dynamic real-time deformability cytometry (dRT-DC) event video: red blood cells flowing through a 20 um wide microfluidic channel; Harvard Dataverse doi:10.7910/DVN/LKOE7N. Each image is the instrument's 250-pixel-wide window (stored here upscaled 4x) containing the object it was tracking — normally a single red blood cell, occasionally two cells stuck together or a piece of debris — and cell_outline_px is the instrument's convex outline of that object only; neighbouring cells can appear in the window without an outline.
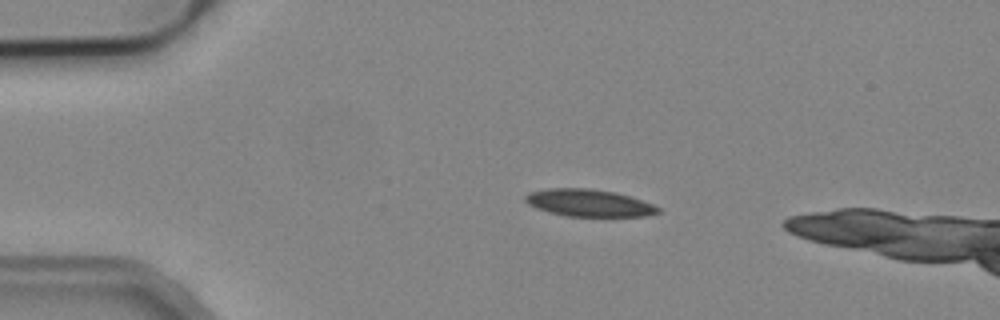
{"species": "common noctule bat (a hibernating species)", "species_latin": "Nyctalus noctula", "temperature_condition": "cold", "stored_images_in_passage": 38, "camera_frame_rate_fps": 3000, "um_per_image_px": 0.085, "animal": {"sex": "male", "body_mass_g": 19.2, "forearm_length_mm": 51.8}, "frame": {"image": 1, "passage_image": 1, "time_ms": 0.0, "image_size_px": [1000, 320], "cell_outline_px": [[660, 212], [648, 216], [568, 216], [548, 212], [536, 208], [528, 204], [524, 200], [524, 196], [528, 192], [548, 188], [588, 188], [616, 192], [652, 204], [660, 208]], "centroid_in_image_um": [50.01, 17.24], "position_along_channel_um": 35.0, "area_um2": 21.04}}
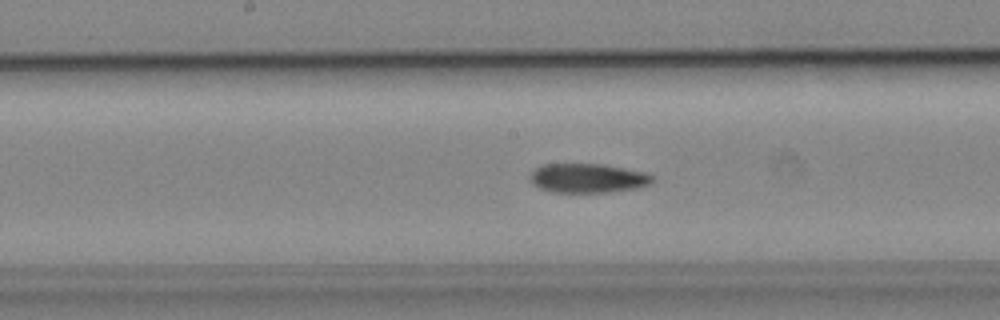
{"frame": {"image": 2, "passage_image": 17, "time_ms": 5.333, "image_size_px": [1000, 320], "cell_outline_px": [[652, 180], [648, 184], [636, 188], [608, 192], [552, 192], [540, 188], [532, 184], [528, 176], [540, 164], [604, 164], [648, 172], [652, 176]], "centroid_in_image_um": [49.93, 15.13], "position_along_channel_um": 198.3, "area_um2": 20.92}}
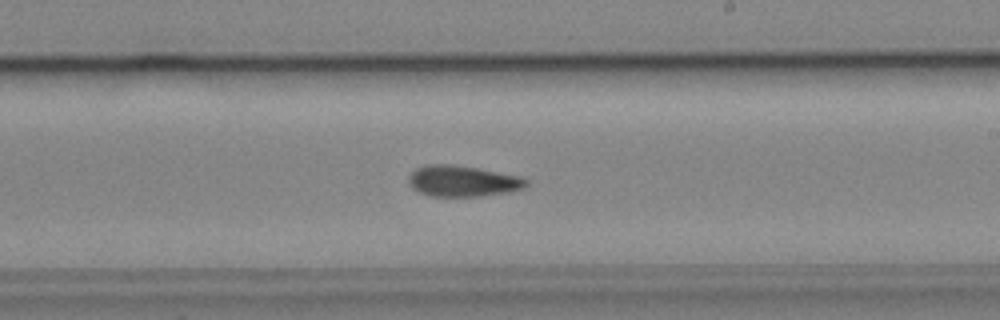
{"frame": {"image": 3, "passage_image": 21, "time_ms": 6.667, "image_size_px": [1000, 320], "cell_outline_px": [[528, 184], [524, 188], [508, 192], [480, 196], [432, 196], [420, 192], [412, 188], [408, 180], [408, 176], [416, 168], [424, 164], [452, 164], [476, 168], [520, 176], [528, 180]], "centroid_in_image_um": [39.31, 15.38], "position_along_channel_um": 249.7, "area_um2": 21.21}}